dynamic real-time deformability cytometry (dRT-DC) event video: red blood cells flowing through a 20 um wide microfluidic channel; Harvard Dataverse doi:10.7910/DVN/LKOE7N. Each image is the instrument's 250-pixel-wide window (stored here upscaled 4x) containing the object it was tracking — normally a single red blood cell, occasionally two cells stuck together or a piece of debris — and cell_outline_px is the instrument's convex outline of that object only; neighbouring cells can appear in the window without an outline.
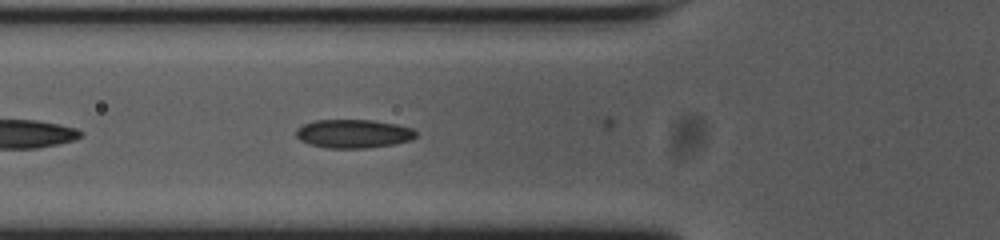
{"species": "common noctule bat (a hibernating species)", "species_latin": "Nyctalus noctula", "temperature_condition": "cold", "stored_images_in_passage": 11, "camera_frame_rate_fps": 3000, "um_per_image_px": 0.085, "animal": {"sex": "female", "body_mass_g": 23.0, "forearm_length_mm": 53.4}, "frame": {"image": 1, "passage_image": 6, "time_ms": 1.667, "image_size_px": [1000, 240], "cell_outline_px": [[416, 136], [412, 140], [392, 144], [364, 148], [328, 148], [312, 144], [300, 140], [296, 136], [296, 128], [312, 120], [372, 120], [396, 124], [412, 128], [416, 132]], "centroid_in_image_um": [30.03, 11.35], "position_along_channel_um": 95.8, "area_um2": 19.88}}
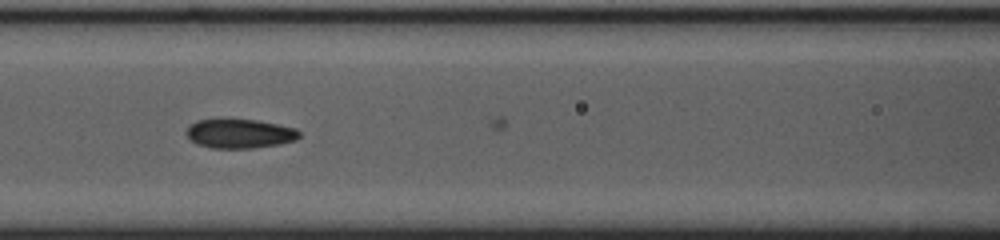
{"frame": {"image": 2, "passage_image": 10, "time_ms": 3.0, "image_size_px": [1000, 240], "cell_outline_px": [[300, 136], [296, 140], [280, 144], [252, 148], [212, 148], [196, 144], [184, 132], [188, 124], [196, 120], [256, 120], [296, 128], [300, 132]], "centroid_in_image_um": [20.35, 11.36], "position_along_channel_um": 146.2, "area_um2": 19.19}}